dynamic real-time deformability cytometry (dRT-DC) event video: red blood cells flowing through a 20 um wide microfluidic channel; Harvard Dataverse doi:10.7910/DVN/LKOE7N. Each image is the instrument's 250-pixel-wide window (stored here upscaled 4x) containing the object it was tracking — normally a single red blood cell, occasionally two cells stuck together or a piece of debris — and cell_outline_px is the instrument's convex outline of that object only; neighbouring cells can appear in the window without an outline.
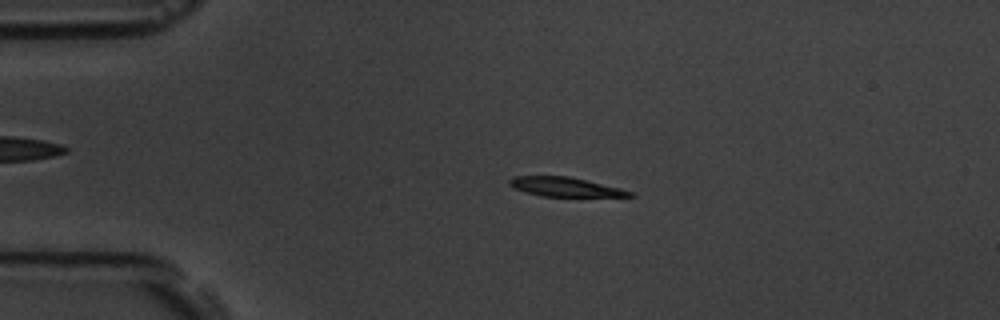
{"species": "common noctule bat (a hibernating species)", "species_latin": "Nyctalus noctula", "temperature_condition": "room temperature", "stored_images_in_passage": 8, "camera_frame_rate_fps": 3000, "um_per_image_px": 0.085, "animal": {"sex": "male", "body_mass_g": 19.5, "forearm_length_mm": 54.6}, "frame": {"image": 1, "passage_image": 3, "time_ms": 2.333, "image_size_px": [1000, 320], "cell_outline_px": [[636, 196], [540, 196], [524, 192], [512, 188], [508, 184], [508, 180], [512, 176], [568, 176], [620, 188], [632, 192]], "centroid_in_image_um": [47.94, 15.88], "position_along_channel_um": 37.1, "area_um2": 13.41}}
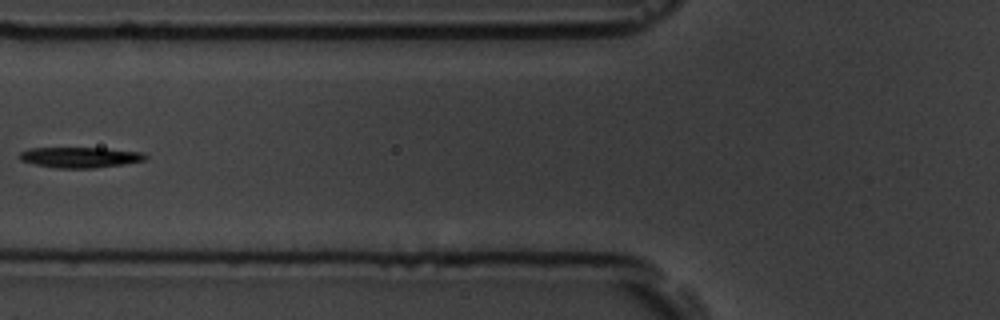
{"frame": {"image": 2, "passage_image": 6, "time_ms": 5.667, "image_size_px": [1000, 320], "cell_outline_px": [[148, 156], [144, 160], [124, 164], [96, 168], [56, 168], [36, 164], [20, 160], [16, 156], [20, 152], [28, 148], [104, 148], [144, 152]], "centroid_in_image_um": [6.8, 13.37], "position_along_channel_um": 119.0, "area_um2": 15.2}}
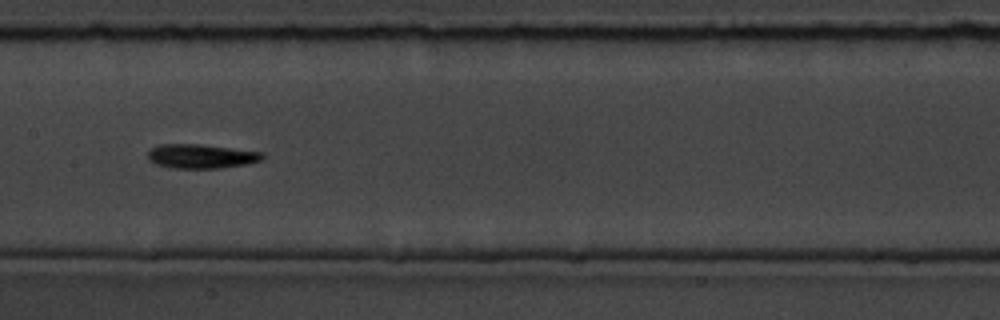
{"frame": {"image": 3, "passage_image": 8, "time_ms": 7.667, "image_size_px": [1000, 320], "cell_outline_px": [[264, 160], [248, 164], [220, 168], [172, 168], [156, 164], [148, 160], [148, 152], [152, 148], [160, 144], [200, 144], [260, 152], [264, 156]], "centroid_in_image_um": [17.09, 13.29], "position_along_channel_um": 190.3, "area_um2": 16.13}}